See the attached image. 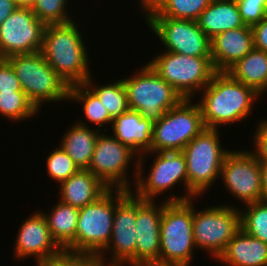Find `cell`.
<instances>
[{"instance_id":"cell-7","label":"cell","mask_w":267,"mask_h":266,"mask_svg":"<svg viewBox=\"0 0 267 266\" xmlns=\"http://www.w3.org/2000/svg\"><path fill=\"white\" fill-rule=\"evenodd\" d=\"M141 67L135 74L123 78L128 106L154 123L168 110L177 106L183 98L148 63L145 62Z\"/></svg>"},{"instance_id":"cell-37","label":"cell","mask_w":267,"mask_h":266,"mask_svg":"<svg viewBox=\"0 0 267 266\" xmlns=\"http://www.w3.org/2000/svg\"><path fill=\"white\" fill-rule=\"evenodd\" d=\"M23 91L20 81L6 59H0V92Z\"/></svg>"},{"instance_id":"cell-14","label":"cell","mask_w":267,"mask_h":266,"mask_svg":"<svg viewBox=\"0 0 267 266\" xmlns=\"http://www.w3.org/2000/svg\"><path fill=\"white\" fill-rule=\"evenodd\" d=\"M145 22L165 47L164 51L211 57V39L199 28L197 21L149 17Z\"/></svg>"},{"instance_id":"cell-30","label":"cell","mask_w":267,"mask_h":266,"mask_svg":"<svg viewBox=\"0 0 267 266\" xmlns=\"http://www.w3.org/2000/svg\"><path fill=\"white\" fill-rule=\"evenodd\" d=\"M241 208V228L250 236L267 243V202L259 201Z\"/></svg>"},{"instance_id":"cell-3","label":"cell","mask_w":267,"mask_h":266,"mask_svg":"<svg viewBox=\"0 0 267 266\" xmlns=\"http://www.w3.org/2000/svg\"><path fill=\"white\" fill-rule=\"evenodd\" d=\"M154 156L149 167V173L144 176L145 158ZM154 154V155H153ZM183 183L185 193L179 196L171 195L167 202H182L188 200V175L186 158L182 151L146 152L138 159V175L131 191L136 197L143 200H156L159 195L168 192ZM136 188V189H135ZM136 190V191H135ZM174 196V197H173Z\"/></svg>"},{"instance_id":"cell-22","label":"cell","mask_w":267,"mask_h":266,"mask_svg":"<svg viewBox=\"0 0 267 266\" xmlns=\"http://www.w3.org/2000/svg\"><path fill=\"white\" fill-rule=\"evenodd\" d=\"M216 261L227 266H267V243L241 228Z\"/></svg>"},{"instance_id":"cell-9","label":"cell","mask_w":267,"mask_h":266,"mask_svg":"<svg viewBox=\"0 0 267 266\" xmlns=\"http://www.w3.org/2000/svg\"><path fill=\"white\" fill-rule=\"evenodd\" d=\"M240 206L221 204L196 210L193 201V235L196 249L217 260L227 244L241 229Z\"/></svg>"},{"instance_id":"cell-32","label":"cell","mask_w":267,"mask_h":266,"mask_svg":"<svg viewBox=\"0 0 267 266\" xmlns=\"http://www.w3.org/2000/svg\"><path fill=\"white\" fill-rule=\"evenodd\" d=\"M69 2L70 0H35L31 9L37 19L45 25L64 24L73 21L68 14L69 11L66 12Z\"/></svg>"},{"instance_id":"cell-8","label":"cell","mask_w":267,"mask_h":266,"mask_svg":"<svg viewBox=\"0 0 267 266\" xmlns=\"http://www.w3.org/2000/svg\"><path fill=\"white\" fill-rule=\"evenodd\" d=\"M151 59L148 62L151 68L183 99L193 100L194 96L210 83L217 72L211 57L187 56L163 50Z\"/></svg>"},{"instance_id":"cell-34","label":"cell","mask_w":267,"mask_h":266,"mask_svg":"<svg viewBox=\"0 0 267 266\" xmlns=\"http://www.w3.org/2000/svg\"><path fill=\"white\" fill-rule=\"evenodd\" d=\"M40 266H108V264L97 253L62 251L58 256Z\"/></svg>"},{"instance_id":"cell-2","label":"cell","mask_w":267,"mask_h":266,"mask_svg":"<svg viewBox=\"0 0 267 266\" xmlns=\"http://www.w3.org/2000/svg\"><path fill=\"white\" fill-rule=\"evenodd\" d=\"M79 27L80 24H76V21L49 24L45 26L43 34L41 53L69 86L85 83L92 76L88 48L84 43V33Z\"/></svg>"},{"instance_id":"cell-31","label":"cell","mask_w":267,"mask_h":266,"mask_svg":"<svg viewBox=\"0 0 267 266\" xmlns=\"http://www.w3.org/2000/svg\"><path fill=\"white\" fill-rule=\"evenodd\" d=\"M212 0H168L150 17H168L196 21Z\"/></svg>"},{"instance_id":"cell-26","label":"cell","mask_w":267,"mask_h":266,"mask_svg":"<svg viewBox=\"0 0 267 266\" xmlns=\"http://www.w3.org/2000/svg\"><path fill=\"white\" fill-rule=\"evenodd\" d=\"M233 79L254 88L260 95L267 92V52L253 48L226 71Z\"/></svg>"},{"instance_id":"cell-10","label":"cell","mask_w":267,"mask_h":266,"mask_svg":"<svg viewBox=\"0 0 267 266\" xmlns=\"http://www.w3.org/2000/svg\"><path fill=\"white\" fill-rule=\"evenodd\" d=\"M205 128L198 103L192 99H183L154 122L148 152L182 151Z\"/></svg>"},{"instance_id":"cell-11","label":"cell","mask_w":267,"mask_h":266,"mask_svg":"<svg viewBox=\"0 0 267 266\" xmlns=\"http://www.w3.org/2000/svg\"><path fill=\"white\" fill-rule=\"evenodd\" d=\"M138 159L139 156L136 153L117 140L113 135L106 134L103 131L97 137L88 170L109 189L132 191L133 186L132 181H130L132 177L127 175L129 174L127 172L129 171V167H132L130 169H134L133 177L136 181L138 175ZM131 163L133 166H130Z\"/></svg>"},{"instance_id":"cell-25","label":"cell","mask_w":267,"mask_h":266,"mask_svg":"<svg viewBox=\"0 0 267 266\" xmlns=\"http://www.w3.org/2000/svg\"><path fill=\"white\" fill-rule=\"evenodd\" d=\"M52 206L50 212H43L47 219L52 238L63 250L75 253V235L79 216L78 208L60 200Z\"/></svg>"},{"instance_id":"cell-38","label":"cell","mask_w":267,"mask_h":266,"mask_svg":"<svg viewBox=\"0 0 267 266\" xmlns=\"http://www.w3.org/2000/svg\"><path fill=\"white\" fill-rule=\"evenodd\" d=\"M251 28L253 32L254 48L267 52V16Z\"/></svg>"},{"instance_id":"cell-16","label":"cell","mask_w":267,"mask_h":266,"mask_svg":"<svg viewBox=\"0 0 267 266\" xmlns=\"http://www.w3.org/2000/svg\"><path fill=\"white\" fill-rule=\"evenodd\" d=\"M220 178L227 193L244 205L262 201L260 163L250 151L231 150L224 159Z\"/></svg>"},{"instance_id":"cell-35","label":"cell","mask_w":267,"mask_h":266,"mask_svg":"<svg viewBox=\"0 0 267 266\" xmlns=\"http://www.w3.org/2000/svg\"><path fill=\"white\" fill-rule=\"evenodd\" d=\"M236 3L244 25L252 27L267 16V0H236Z\"/></svg>"},{"instance_id":"cell-39","label":"cell","mask_w":267,"mask_h":266,"mask_svg":"<svg viewBox=\"0 0 267 266\" xmlns=\"http://www.w3.org/2000/svg\"><path fill=\"white\" fill-rule=\"evenodd\" d=\"M141 6V12L145 21L154 13H157L168 0H136Z\"/></svg>"},{"instance_id":"cell-1","label":"cell","mask_w":267,"mask_h":266,"mask_svg":"<svg viewBox=\"0 0 267 266\" xmlns=\"http://www.w3.org/2000/svg\"><path fill=\"white\" fill-rule=\"evenodd\" d=\"M200 93L201 99L197 103L204 125L210 129L247 120L255 101L262 96L254 88L233 79L227 72H216Z\"/></svg>"},{"instance_id":"cell-12","label":"cell","mask_w":267,"mask_h":266,"mask_svg":"<svg viewBox=\"0 0 267 266\" xmlns=\"http://www.w3.org/2000/svg\"><path fill=\"white\" fill-rule=\"evenodd\" d=\"M115 189H108L95 202L79 210L75 253L100 254L112 237Z\"/></svg>"},{"instance_id":"cell-13","label":"cell","mask_w":267,"mask_h":266,"mask_svg":"<svg viewBox=\"0 0 267 266\" xmlns=\"http://www.w3.org/2000/svg\"><path fill=\"white\" fill-rule=\"evenodd\" d=\"M136 217L137 197L131 191L115 189L112 237L99 254L108 266H136ZM108 254L111 258L107 257Z\"/></svg>"},{"instance_id":"cell-33","label":"cell","mask_w":267,"mask_h":266,"mask_svg":"<svg viewBox=\"0 0 267 266\" xmlns=\"http://www.w3.org/2000/svg\"><path fill=\"white\" fill-rule=\"evenodd\" d=\"M46 166L47 175L58 184L69 179L79 170L73 160L60 146H57L54 150L52 149L49 156L46 157Z\"/></svg>"},{"instance_id":"cell-6","label":"cell","mask_w":267,"mask_h":266,"mask_svg":"<svg viewBox=\"0 0 267 266\" xmlns=\"http://www.w3.org/2000/svg\"><path fill=\"white\" fill-rule=\"evenodd\" d=\"M6 60L14 69L23 92L38 110L48 102L68 101L70 86L52 69L41 51L12 55Z\"/></svg>"},{"instance_id":"cell-27","label":"cell","mask_w":267,"mask_h":266,"mask_svg":"<svg viewBox=\"0 0 267 266\" xmlns=\"http://www.w3.org/2000/svg\"><path fill=\"white\" fill-rule=\"evenodd\" d=\"M77 101L82 106L84 117L89 123L95 124L99 131L110 132L102 127L104 125L112 124L113 118L108 113L107 109L103 106L100 98L85 84H74L69 87V99L68 102ZM102 130H101V129Z\"/></svg>"},{"instance_id":"cell-42","label":"cell","mask_w":267,"mask_h":266,"mask_svg":"<svg viewBox=\"0 0 267 266\" xmlns=\"http://www.w3.org/2000/svg\"><path fill=\"white\" fill-rule=\"evenodd\" d=\"M15 2L19 7H31L35 0H15Z\"/></svg>"},{"instance_id":"cell-36","label":"cell","mask_w":267,"mask_h":266,"mask_svg":"<svg viewBox=\"0 0 267 266\" xmlns=\"http://www.w3.org/2000/svg\"><path fill=\"white\" fill-rule=\"evenodd\" d=\"M253 134L254 150L250 152L260 164H267V118L260 120Z\"/></svg>"},{"instance_id":"cell-43","label":"cell","mask_w":267,"mask_h":266,"mask_svg":"<svg viewBox=\"0 0 267 266\" xmlns=\"http://www.w3.org/2000/svg\"><path fill=\"white\" fill-rule=\"evenodd\" d=\"M140 266H164V265H156V264H144V265H140Z\"/></svg>"},{"instance_id":"cell-20","label":"cell","mask_w":267,"mask_h":266,"mask_svg":"<svg viewBox=\"0 0 267 266\" xmlns=\"http://www.w3.org/2000/svg\"><path fill=\"white\" fill-rule=\"evenodd\" d=\"M153 124L151 120L143 118L138 111L128 109L113 118L110 130L117 140L140 157L151 148Z\"/></svg>"},{"instance_id":"cell-17","label":"cell","mask_w":267,"mask_h":266,"mask_svg":"<svg viewBox=\"0 0 267 266\" xmlns=\"http://www.w3.org/2000/svg\"><path fill=\"white\" fill-rule=\"evenodd\" d=\"M19 227L13 250L15 259L23 261L33 256L40 266L63 251L52 238L43 211H33Z\"/></svg>"},{"instance_id":"cell-29","label":"cell","mask_w":267,"mask_h":266,"mask_svg":"<svg viewBox=\"0 0 267 266\" xmlns=\"http://www.w3.org/2000/svg\"><path fill=\"white\" fill-rule=\"evenodd\" d=\"M39 110L23 91L0 92L1 117L18 122L35 117ZM35 115V116H34Z\"/></svg>"},{"instance_id":"cell-19","label":"cell","mask_w":267,"mask_h":266,"mask_svg":"<svg viewBox=\"0 0 267 266\" xmlns=\"http://www.w3.org/2000/svg\"><path fill=\"white\" fill-rule=\"evenodd\" d=\"M254 48L252 28L227 30L211 39V60L217 72H226Z\"/></svg>"},{"instance_id":"cell-28","label":"cell","mask_w":267,"mask_h":266,"mask_svg":"<svg viewBox=\"0 0 267 266\" xmlns=\"http://www.w3.org/2000/svg\"><path fill=\"white\" fill-rule=\"evenodd\" d=\"M90 76L85 84L100 98L103 106L112 118L123 114L129 109L127 91L123 79L97 86Z\"/></svg>"},{"instance_id":"cell-23","label":"cell","mask_w":267,"mask_h":266,"mask_svg":"<svg viewBox=\"0 0 267 266\" xmlns=\"http://www.w3.org/2000/svg\"><path fill=\"white\" fill-rule=\"evenodd\" d=\"M88 126L83 121H76L66 133L64 131L59 144L79 169L89 168L97 137L102 132Z\"/></svg>"},{"instance_id":"cell-4","label":"cell","mask_w":267,"mask_h":266,"mask_svg":"<svg viewBox=\"0 0 267 266\" xmlns=\"http://www.w3.org/2000/svg\"><path fill=\"white\" fill-rule=\"evenodd\" d=\"M193 200L166 202L160 223V253L156 265L190 266L196 249Z\"/></svg>"},{"instance_id":"cell-18","label":"cell","mask_w":267,"mask_h":266,"mask_svg":"<svg viewBox=\"0 0 267 266\" xmlns=\"http://www.w3.org/2000/svg\"><path fill=\"white\" fill-rule=\"evenodd\" d=\"M167 201L157 204L156 200L137 197V217L135 221L136 266L155 264L160 253V223L163 207Z\"/></svg>"},{"instance_id":"cell-21","label":"cell","mask_w":267,"mask_h":266,"mask_svg":"<svg viewBox=\"0 0 267 266\" xmlns=\"http://www.w3.org/2000/svg\"><path fill=\"white\" fill-rule=\"evenodd\" d=\"M58 186L59 200L78 209L95 202L109 189L88 169H79Z\"/></svg>"},{"instance_id":"cell-24","label":"cell","mask_w":267,"mask_h":266,"mask_svg":"<svg viewBox=\"0 0 267 266\" xmlns=\"http://www.w3.org/2000/svg\"><path fill=\"white\" fill-rule=\"evenodd\" d=\"M196 21L210 39L219 33L244 25L236 0H212Z\"/></svg>"},{"instance_id":"cell-5","label":"cell","mask_w":267,"mask_h":266,"mask_svg":"<svg viewBox=\"0 0 267 266\" xmlns=\"http://www.w3.org/2000/svg\"><path fill=\"white\" fill-rule=\"evenodd\" d=\"M219 135V129L205 128L182 150L186 158L188 200L203 197L220 179L224 159L231 150L223 148Z\"/></svg>"},{"instance_id":"cell-15","label":"cell","mask_w":267,"mask_h":266,"mask_svg":"<svg viewBox=\"0 0 267 266\" xmlns=\"http://www.w3.org/2000/svg\"><path fill=\"white\" fill-rule=\"evenodd\" d=\"M45 26L31 7H18L0 26V59L41 51Z\"/></svg>"},{"instance_id":"cell-41","label":"cell","mask_w":267,"mask_h":266,"mask_svg":"<svg viewBox=\"0 0 267 266\" xmlns=\"http://www.w3.org/2000/svg\"><path fill=\"white\" fill-rule=\"evenodd\" d=\"M262 201L267 202V164H260Z\"/></svg>"},{"instance_id":"cell-40","label":"cell","mask_w":267,"mask_h":266,"mask_svg":"<svg viewBox=\"0 0 267 266\" xmlns=\"http://www.w3.org/2000/svg\"><path fill=\"white\" fill-rule=\"evenodd\" d=\"M18 7L15 0H0V26Z\"/></svg>"}]
</instances>
